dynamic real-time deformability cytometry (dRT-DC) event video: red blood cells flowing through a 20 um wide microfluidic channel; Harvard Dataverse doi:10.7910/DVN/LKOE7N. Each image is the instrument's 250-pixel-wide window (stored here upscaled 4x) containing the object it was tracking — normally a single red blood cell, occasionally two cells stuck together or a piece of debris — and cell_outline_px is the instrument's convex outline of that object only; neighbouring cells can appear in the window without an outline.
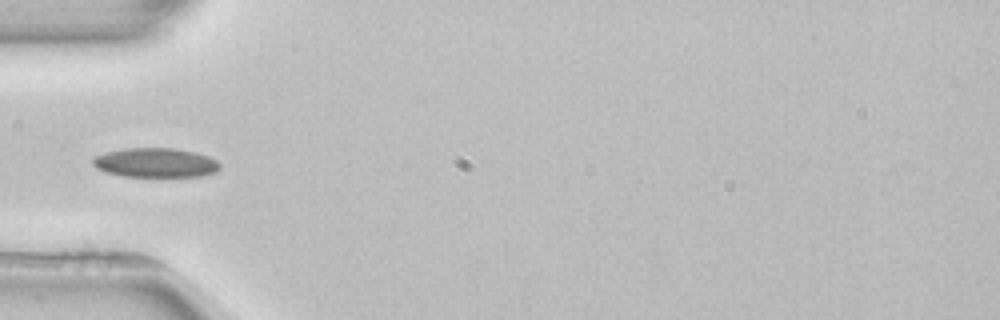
{"species": "common noctule bat (a hibernating species)", "species_latin": "Nyctalus noctula", "temperature_condition": "room temperature", "stored_images_in_passage": 4, "camera_frame_rate_fps": 3000, "um_per_image_px": 0.085, "animal": {"sex": "female", "body_mass_g": 22.7, "forearm_length_mm": 54.2}, "frame": {"image": 1, "passage_image": 4, "time_ms": 5.333, "image_size_px": [1000, 320], "cell_outline_px": [[220, 168], [216, 172], [200, 176], [124, 176], [104, 172], [96, 168], [92, 164], [92, 156], [124, 148], [172, 148], [192, 152], [208, 156], [216, 160], [220, 164]], "centroid_in_image_um": [13.18, 13.83], "position_along_channel_um": 71.8, "area_um2": 21.68}}